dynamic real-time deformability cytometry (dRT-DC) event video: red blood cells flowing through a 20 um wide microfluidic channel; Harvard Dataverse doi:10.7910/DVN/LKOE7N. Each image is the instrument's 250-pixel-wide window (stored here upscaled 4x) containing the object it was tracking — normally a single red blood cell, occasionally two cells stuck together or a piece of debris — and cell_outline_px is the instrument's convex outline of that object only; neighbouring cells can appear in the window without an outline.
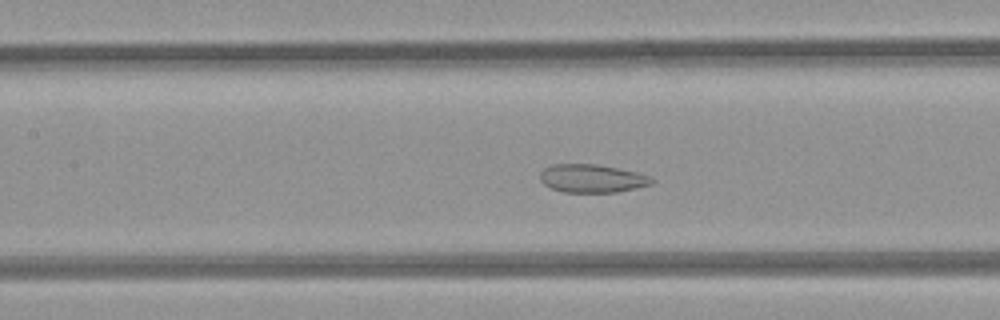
{"species": "common noctule bat (a hibernating species)", "species_latin": "Nyctalus noctula", "temperature_condition": "room temperature", "stored_images_in_passage": 50, "camera_frame_rate_fps": 3000, "um_per_image_px": 0.085, "animal": {"sex": "female", "body_mass_g": 21.9}, "frame": {"image": 1, "passage_image": 22, "time_ms": 7.0, "image_size_px": [1000, 320], "cell_outline_px": [[656, 180], [652, 184], [636, 188], [616, 192], [564, 192], [552, 188], [544, 184], [540, 180], [540, 172], [544, 168], [552, 164], [596, 164], [636, 172], [652, 176]], "centroid_in_image_um": [50.34, 15.16], "position_along_channel_um": 157.1, "area_um2": 18.38}}
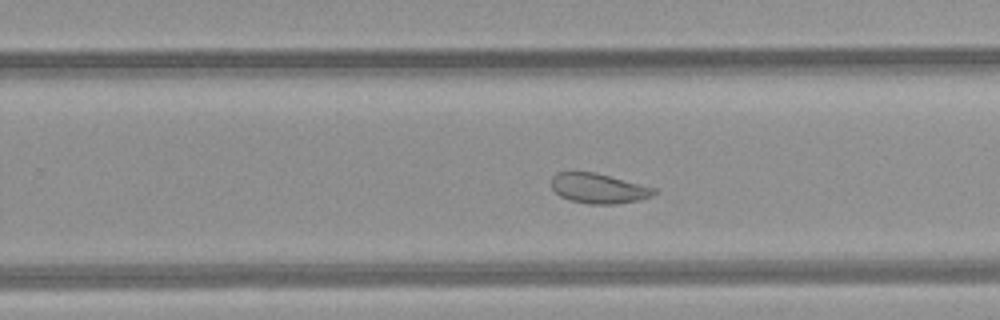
{"frame": {"image": 2, "passage_image": 31, "time_ms": 10.0, "image_size_px": [1000, 320], "cell_outline_px": [[656, 192], [652, 196], [640, 200], [616, 204], [588, 204], [568, 200], [560, 196], [552, 188], [552, 176], [556, 172], [596, 172], [656, 188]], "centroid_in_image_um": [50.88, 16.01], "position_along_channel_um": 278.9, "area_um2": 18.03}}
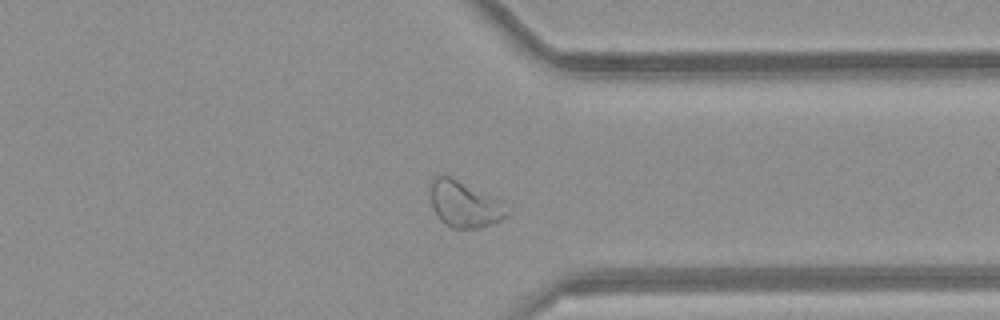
{"frame": {"image": 3, "passage_image": 38, "time_ms": 12.333, "image_size_px": [1000, 320], "cell_outline_px": [[512, 208], [500, 220], [480, 228], [452, 228], [444, 224], [436, 216], [432, 208], [428, 184], [436, 176], [452, 176], [504, 200], [512, 204]], "centroid_in_image_um": [39.51, 17.33], "position_along_channel_um": 371.9, "area_um2": 21.56}, "authors_computed_cell_mechanics": {"area_um2": 24.3338, "velocity_mm_per_s": 4.0906, "shape_relaxation_time_tau1_ms": null, "shape_relaxation_time_tau2_ms": 3.2136, "deformation_change_tau1": null, "deformation_change_tau2": 0.0903}}